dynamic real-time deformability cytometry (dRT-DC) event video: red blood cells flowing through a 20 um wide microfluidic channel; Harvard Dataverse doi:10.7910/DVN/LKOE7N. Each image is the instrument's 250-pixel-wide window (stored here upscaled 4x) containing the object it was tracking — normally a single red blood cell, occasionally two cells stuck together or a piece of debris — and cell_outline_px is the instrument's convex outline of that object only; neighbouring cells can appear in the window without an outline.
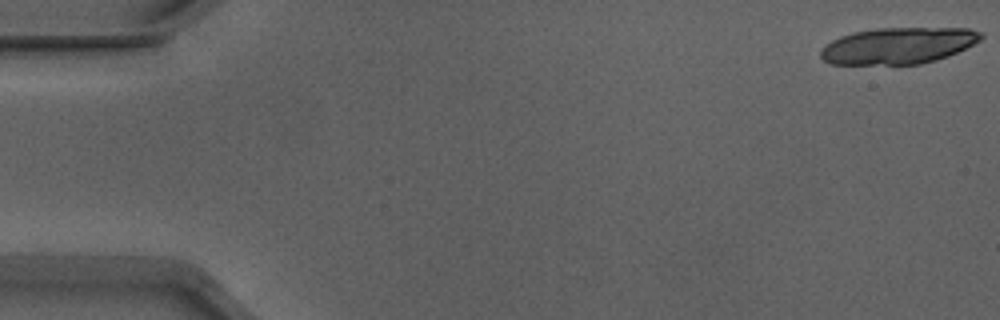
{"species": "Egyptian fruit bat (a non-hibernating species)", "species_latin": "Rousettus aegyptiacus", "temperature_condition": "warm", "stored_images_in_passage": 15, "camera_frame_rate_fps": 3000, "um_per_image_px": 0.085, "animal": {"sex": "male"}, "frame": {"image": 1, "passage_image": 1, "time_ms": 0.0, "image_size_px": [1000, 320], "cell_outline_px": [[984, 36], [980, 40], [948, 56], [936, 60], [920, 64], [828, 64], [820, 56], [820, 52], [832, 40], [840, 36], [852, 32], [876, 28], [968, 28], [984, 32]], "centroid_in_image_um": [76.36, 3.87], "position_along_channel_um": 8.6, "area_um2": 33.99}}